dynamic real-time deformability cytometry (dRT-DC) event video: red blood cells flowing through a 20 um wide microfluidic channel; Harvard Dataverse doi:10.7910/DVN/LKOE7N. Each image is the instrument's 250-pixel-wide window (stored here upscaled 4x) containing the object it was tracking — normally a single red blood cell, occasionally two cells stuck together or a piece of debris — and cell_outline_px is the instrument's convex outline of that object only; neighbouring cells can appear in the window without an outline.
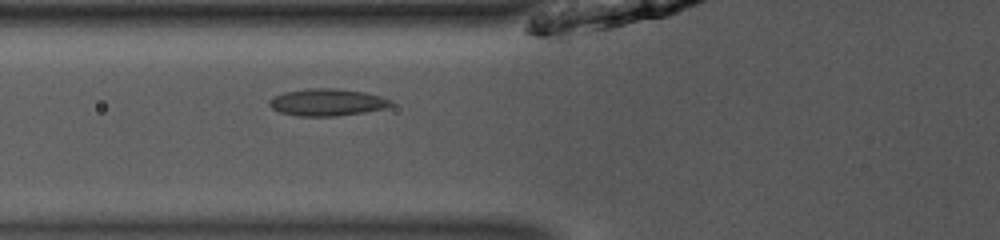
{"species": "common noctule bat (a hibernating species)", "species_latin": "Nyctalus noctula", "temperature_condition": "room temperature", "stored_images_in_passage": 34, "camera_frame_rate_fps": 3000, "um_per_image_px": 0.085, "animal": {"sex": "male", "body_mass_g": 13.0, "forearm_length_mm": 53.1}, "frame": {"image": 1, "passage_image": 5, "time_ms": 1.333, "image_size_px": [1000, 240], "cell_outline_px": [[392, 104], [388, 108], [364, 112], [332, 116], [300, 116], [280, 112], [272, 108], [268, 104], [268, 100], [284, 92], [308, 88], [336, 88], [364, 92], [380, 96], [392, 100]], "centroid_in_image_um": [27.81, 8.69], "position_along_channel_um": 98.0, "area_um2": 19.13}}
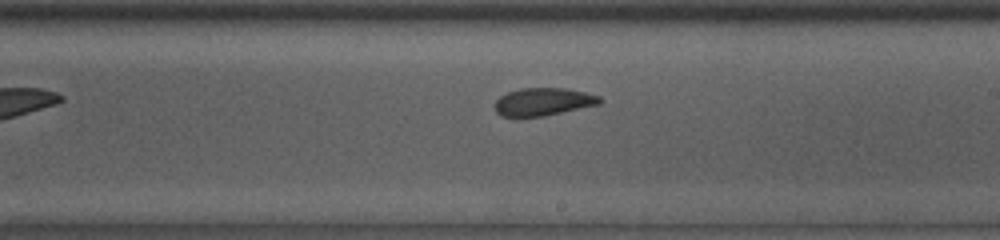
{"frame": {"image": 2, "passage_image": 16, "time_ms": 5.0, "image_size_px": [1000, 240], "cell_outline_px": [[604, 100], [600, 104], [544, 116], [500, 116], [496, 112], [496, 100], [500, 96], [508, 92], [520, 88], [568, 88], [600, 96]], "centroid_in_image_um": [46.21, 8.64], "position_along_channel_um": 242.8, "area_um2": 16.94}}
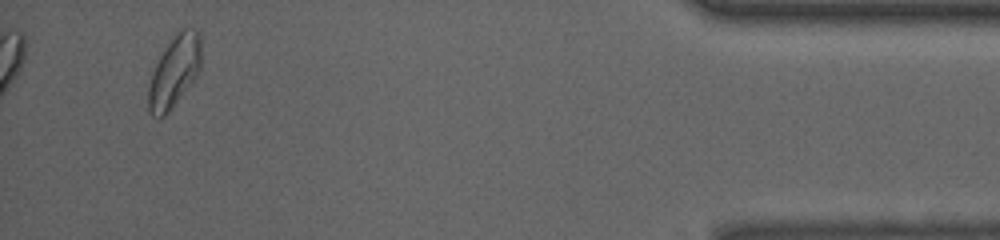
{"frame": {"image": 3, "passage_image": 34, "time_ms": 11.0, "image_size_px": [1000, 240], "cell_outline_px": [[200, 68], [196, 76], [168, 112], [164, 116], [152, 116], [148, 108], [148, 88], [152, 72], [160, 52], [172, 36], [180, 28], [184, 28], [200, 32]], "centroid_in_image_um": [14.79, 6.03], "position_along_channel_um": 420.4, "area_um2": 21.85}, "authors_computed_cell_mechanics": {"area_um2": 17.8024, "velocity_mm_per_s": 3.9358, "shape_relaxation_time_tau1_ms": 5.341, "shape_relaxation_time_tau2_ms": 1.3259, "deformation_change_tau1": 0.0943, "deformation_change_tau2": 0.0552}}